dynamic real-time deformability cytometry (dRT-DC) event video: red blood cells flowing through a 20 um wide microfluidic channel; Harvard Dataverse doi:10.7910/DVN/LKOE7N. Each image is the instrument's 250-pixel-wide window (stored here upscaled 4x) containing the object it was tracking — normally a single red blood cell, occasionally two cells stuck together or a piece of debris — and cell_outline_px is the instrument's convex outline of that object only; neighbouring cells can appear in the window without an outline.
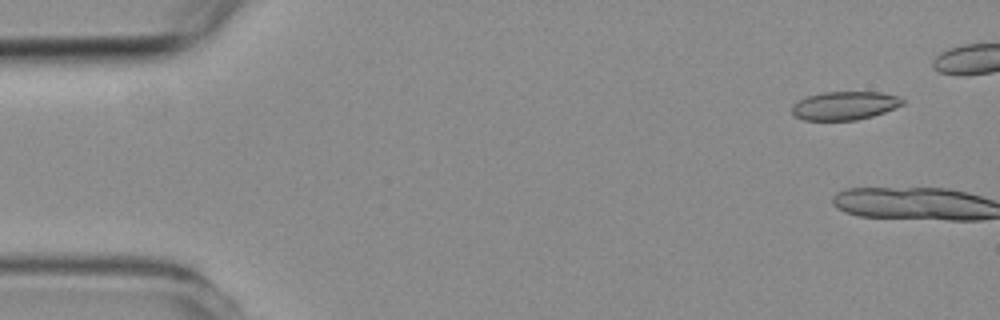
{"species": "common noctule bat (a hibernating species)", "species_latin": "Nyctalus noctula", "temperature_condition": "room temperature", "stored_images_in_passage": 4, "camera_frame_rate_fps": 3000, "um_per_image_px": 0.085, "animal": {"sex": "female", "body_mass_g": 19.3, "forearm_length_mm": 54.1}, "frame": {"image": 1, "passage_image": 1, "time_ms": 0.0, "image_size_px": [1000, 320], "cell_outline_px": [[904, 104], [884, 112], [872, 116], [856, 120], [804, 120], [792, 116], [792, 108], [800, 100], [808, 96], [824, 92], [880, 92], [900, 96], [904, 100]], "centroid_in_image_um": [71.82, 8.98], "position_along_channel_um": 13.2, "area_um2": 18.26}}